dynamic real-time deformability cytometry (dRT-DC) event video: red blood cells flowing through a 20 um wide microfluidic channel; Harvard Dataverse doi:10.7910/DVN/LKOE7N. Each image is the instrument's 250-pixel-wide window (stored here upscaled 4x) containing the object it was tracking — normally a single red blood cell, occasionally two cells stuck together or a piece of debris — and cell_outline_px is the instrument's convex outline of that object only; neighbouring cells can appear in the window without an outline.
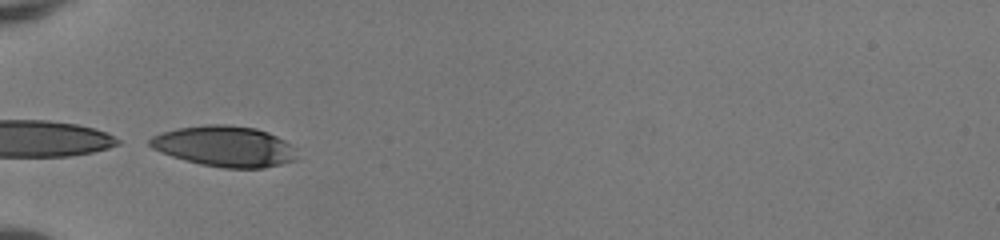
{"species": "human", "species_latin": "Homo sapiens", "temperature_condition": "room temperature", "stored_images_in_passage": 5, "camera_frame_rate_fps": 3000, "um_per_image_px": 0.085, "donor": {"sex": "female"}, "frame": {"image": 1, "passage_image": 1, "time_ms": 0.0, "image_size_px": [1000, 240], "cell_outline_px": [[296, 160], [264, 168], [224, 168], [200, 164], [184, 160], [160, 152], [152, 148], [148, 144], [148, 140], [152, 136], [160, 132], [176, 128], [204, 124], [228, 124], [256, 128], [268, 132], [284, 140], [288, 144], [296, 156]], "centroid_in_image_um": [19.02, 12.42], "position_along_channel_um": 66.0, "area_um2": 34.91}}